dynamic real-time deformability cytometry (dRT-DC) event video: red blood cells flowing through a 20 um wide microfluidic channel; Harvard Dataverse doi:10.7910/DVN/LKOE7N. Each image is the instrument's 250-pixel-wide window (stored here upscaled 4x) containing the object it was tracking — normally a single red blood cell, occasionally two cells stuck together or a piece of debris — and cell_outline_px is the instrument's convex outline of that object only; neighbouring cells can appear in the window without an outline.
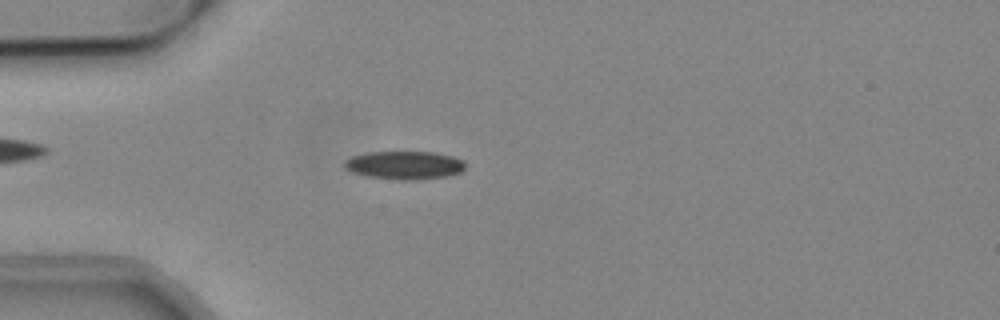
{"species": "common noctule bat (a hibernating species)", "species_latin": "Nyctalus noctula", "temperature_condition": "cold", "stored_images_in_passage": 53, "camera_frame_rate_fps": 3000, "um_per_image_px": 0.085, "animal": {"sex": "male", "body_mass_g": 19.2, "forearm_length_mm": 51.8}, "frame": {"image": 1, "passage_image": 15, "time_ms": 4.667, "image_size_px": [1000, 320], "cell_outline_px": [[464, 168], [460, 172], [448, 176], [420, 180], [400, 180], [368, 176], [352, 172], [344, 168], [344, 160], [352, 156], [368, 152], [436, 152], [452, 156], [464, 160]], "centroid_in_image_um": [34.38, 14.04], "position_along_channel_um": 50.6, "area_um2": 20.0}}
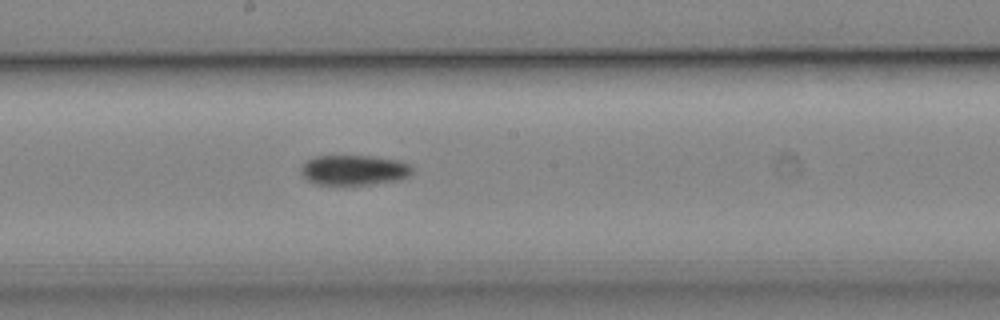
{"frame": {"image": 2, "passage_image": 29, "time_ms": 9.333, "image_size_px": [1000, 320], "cell_outline_px": [[412, 172], [408, 176], [400, 180], [372, 184], [320, 184], [308, 180], [300, 172], [300, 164], [316, 156], [372, 156], [400, 160], [412, 164]], "centroid_in_image_um": [30.12, 14.44], "position_along_channel_um": 218.1, "area_um2": 19.59}}
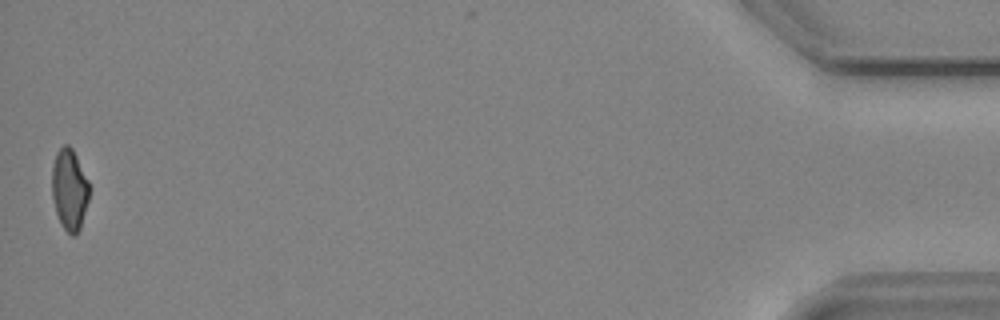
{"frame": {"image": 3, "passage_image": 53, "time_ms": 17.333, "image_size_px": [1000, 320], "cell_outline_px": [[88, 200], [80, 228], [76, 236], [72, 236], [60, 224], [56, 212], [52, 196], [52, 164], [56, 152], [64, 144], [68, 144], [72, 148], [88, 180]], "centroid_in_image_um": [5.88, 16.1], "position_along_channel_um": 429.3, "area_um2": 17.57}, "authors_computed_cell_mechanics": {"area_um2": 18.8428, "velocity_mm_per_s": 3.8569, "shape_relaxation_time_tau1_ms": 5.9267, "shape_relaxation_time_tau2_ms": null, "deformation_change_tau1": 0.1567, "deformation_change_tau2": null}}